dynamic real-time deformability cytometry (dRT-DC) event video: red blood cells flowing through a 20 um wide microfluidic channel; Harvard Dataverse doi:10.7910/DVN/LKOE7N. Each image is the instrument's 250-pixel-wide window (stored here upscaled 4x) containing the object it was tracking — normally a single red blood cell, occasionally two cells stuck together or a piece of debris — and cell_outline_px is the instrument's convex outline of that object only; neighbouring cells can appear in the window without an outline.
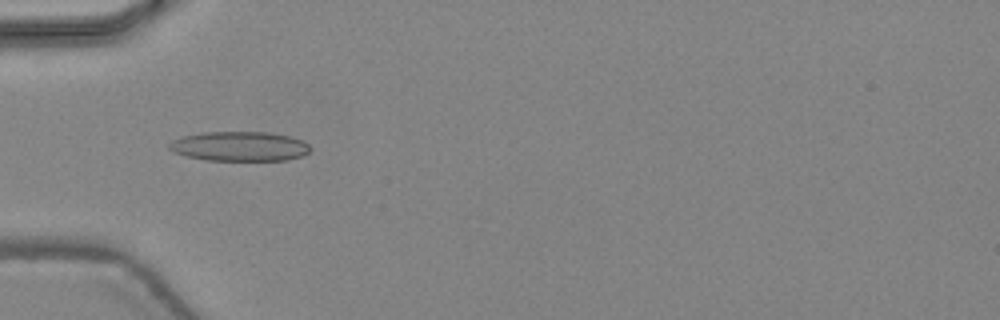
{"species": "common noctule bat (a hibernating species)", "species_latin": "Nyctalus noctula", "temperature_condition": "warm", "stored_images_in_passage": 33, "camera_frame_rate_fps": 3000, "um_per_image_px": 0.085, "animal": {"sex": "female", "body_mass_g": 24.6, "forearm_length_mm": 56.2}, "frame": {"image": 1, "passage_image": 2, "time_ms": 0.333, "image_size_px": [1000, 320], "cell_outline_px": [[312, 148], [304, 156], [288, 160], [204, 160], [184, 156], [172, 152], [168, 148], [168, 144], [172, 140], [184, 136], [200, 132], [268, 132], [288, 136], [304, 140]], "centroid_in_image_um": [20.36, 12.44], "position_along_channel_um": 64.6, "area_um2": 24.62}}
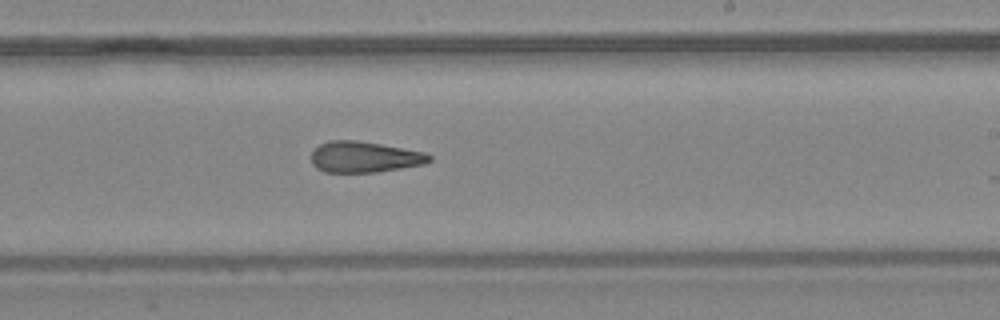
{"frame": {"image": 2, "passage_image": 15, "time_ms": 4.667, "image_size_px": [1000, 320], "cell_outline_px": [[432, 160], [424, 164], [376, 172], [324, 172], [316, 168], [312, 164], [312, 152], [320, 144], [328, 140], [356, 140], [380, 144], [424, 152], [432, 156]], "centroid_in_image_um": [30.96, 13.34], "position_along_channel_um": 258.0, "area_um2": 21.21}}
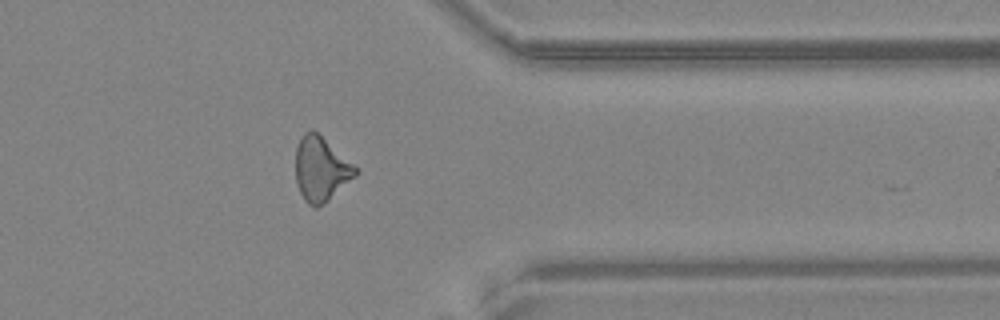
{"frame": {"image": 3, "passage_image": 24, "time_ms": 7.667, "image_size_px": [1000, 320], "cell_outline_px": [[360, 172], [356, 176], [324, 204], [316, 208], [312, 208], [304, 200], [296, 184], [296, 148], [300, 136], [304, 132], [312, 128], [352, 164]], "centroid_in_image_um": [27.25, 14.39], "position_along_channel_um": 384.1, "area_um2": 22.37}, "authors_computed_cell_mechanics": {"area_um2": 21.9062, "velocity_mm_per_s": 4.5167, "shape_relaxation_time_tau1_ms": null, "shape_relaxation_time_tau2_ms": 5.0238, "deformation_change_tau1": null, "deformation_change_tau2": 0.1845}}